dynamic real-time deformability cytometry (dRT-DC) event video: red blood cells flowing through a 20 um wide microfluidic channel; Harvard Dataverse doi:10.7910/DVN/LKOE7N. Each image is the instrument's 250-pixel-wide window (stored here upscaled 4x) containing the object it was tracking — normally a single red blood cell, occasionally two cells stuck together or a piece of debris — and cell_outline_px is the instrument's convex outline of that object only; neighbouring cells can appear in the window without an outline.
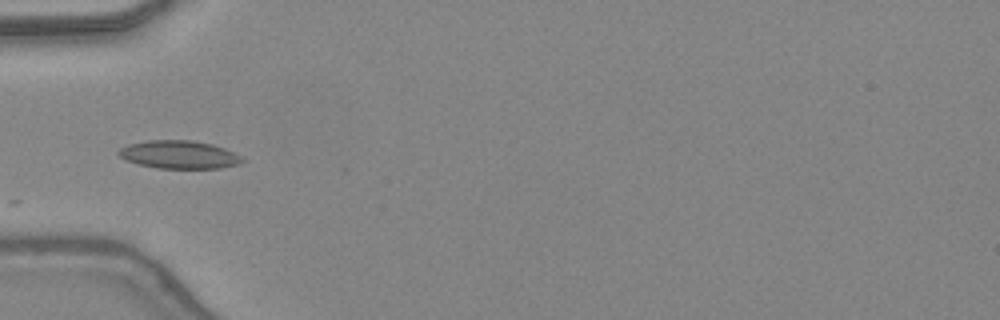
{"species": "common noctule bat (a hibernating species)", "species_latin": "Nyctalus noctula", "temperature_condition": "warm", "stored_images_in_passage": 12, "camera_frame_rate_fps": 3000, "um_per_image_px": 0.085, "animal": {"sex": "female", "body_mass_g": 24.6, "forearm_length_mm": 56.2}, "frame": {"image": 1, "passage_image": 1, "time_ms": 0.0, "image_size_px": [1000, 320], "cell_outline_px": [[248, 160], [240, 164], [220, 168], [156, 168], [124, 160], [116, 152], [120, 148], [128, 144], [144, 140], [192, 140], [212, 144], [224, 148], [244, 156]], "centroid_in_image_um": [15.26, 13.14], "position_along_channel_um": 69.7, "area_um2": 20.52}}
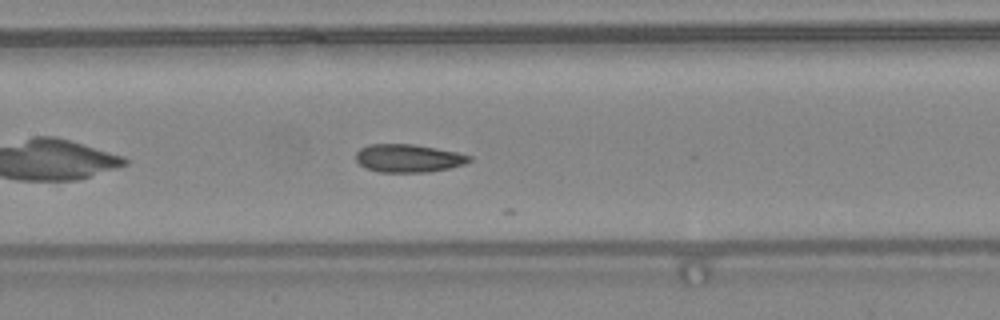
{"frame": {"image": 2, "passage_image": 8, "time_ms": 2.333, "image_size_px": [1000, 320], "cell_outline_px": [[472, 160], [464, 164], [448, 168], [428, 172], [380, 172], [368, 168], [360, 164], [356, 160], [356, 152], [360, 148], [368, 144], [412, 144], [436, 148], [456, 152], [472, 156]], "centroid_in_image_um": [34.71, 13.44], "position_along_channel_um": 172.7, "area_um2": 18.44}}
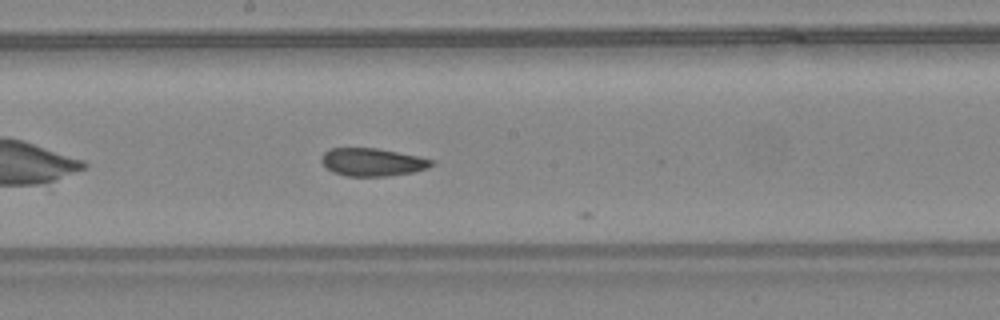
{"frame": {"image": 3, "passage_image": 11, "time_ms": 3.333, "image_size_px": [1000, 320], "cell_outline_px": [[436, 164], [428, 168], [412, 172], [388, 176], [348, 176], [332, 172], [320, 160], [320, 156], [328, 148], [376, 148], [436, 160]], "centroid_in_image_um": [31.65, 13.78], "position_along_channel_um": 216.5, "area_um2": 17.92}}